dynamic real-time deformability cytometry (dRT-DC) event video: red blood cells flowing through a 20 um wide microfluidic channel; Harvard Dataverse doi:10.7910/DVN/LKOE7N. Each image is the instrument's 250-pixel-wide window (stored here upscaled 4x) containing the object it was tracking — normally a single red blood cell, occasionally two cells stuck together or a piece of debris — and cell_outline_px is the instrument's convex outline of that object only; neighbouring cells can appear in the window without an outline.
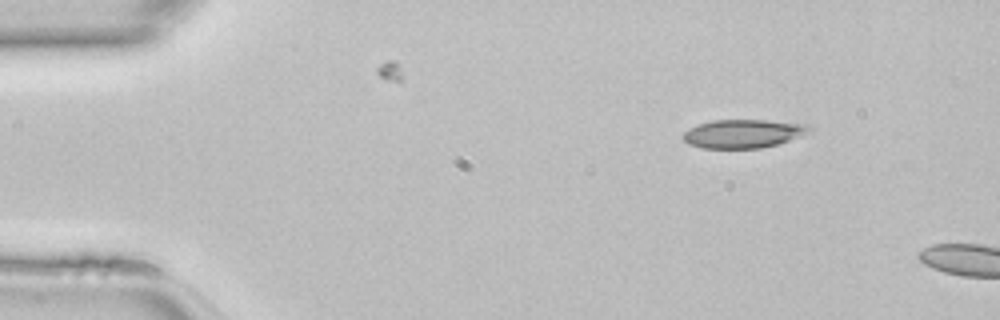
{"species": "common noctule bat (a hibernating species)", "species_latin": "Nyctalus noctula", "temperature_condition": "room temperature", "stored_images_in_passage": 4, "camera_frame_rate_fps": 3000, "um_per_image_px": 0.085, "animal": {"sex": "female", "body_mass_g": 22.7, "forearm_length_mm": 54.2}, "frame": {"image": 1, "passage_image": 1, "time_ms": 0.0, "image_size_px": [1000, 320], "cell_outline_px": [[812, 128], [808, 132], [800, 136], [780, 144], [760, 148], [704, 148], [688, 144], [680, 136], [688, 128], [712, 120], [768, 120], [808, 124]], "centroid_in_image_um": [63.16, 11.36], "position_along_channel_um": 21.8, "area_um2": 21.1}}